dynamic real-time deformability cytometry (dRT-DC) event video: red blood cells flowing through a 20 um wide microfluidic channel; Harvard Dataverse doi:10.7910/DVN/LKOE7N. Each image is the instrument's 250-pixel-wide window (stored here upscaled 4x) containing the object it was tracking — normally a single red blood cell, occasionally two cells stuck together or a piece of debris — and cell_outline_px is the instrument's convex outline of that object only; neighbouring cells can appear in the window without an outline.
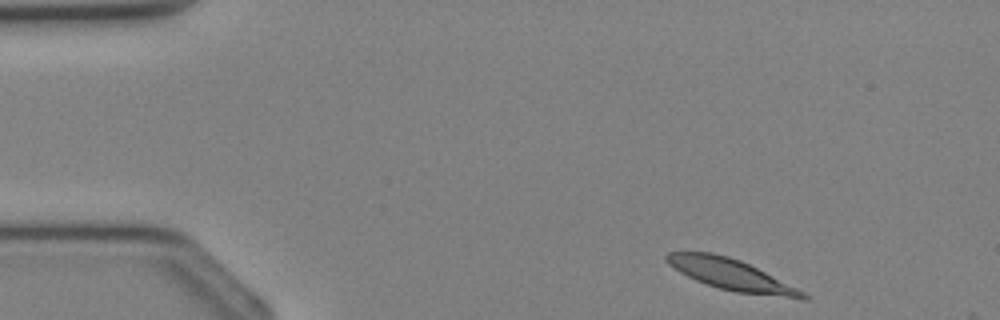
{"species": "Egyptian fruit bat (a non-hibernating species)", "species_latin": "Rousettus aegyptiacus", "temperature_condition": "cold", "stored_images_in_passage": 5, "camera_frame_rate_fps": 3000, "um_per_image_px": 0.085, "animal": {"sex": "female"}, "frame": {"image": 1, "passage_image": 1, "time_ms": 0.0, "image_size_px": [1000, 320], "cell_outline_px": [[808, 300], [804, 300], [736, 292], [720, 288], [696, 280], [680, 272], [668, 264], [664, 260], [664, 256], [668, 252], [712, 252], [728, 256], [740, 260], [804, 292], [808, 296]], "centroid_in_image_um": [62.12, 23.34], "position_along_channel_um": 22.9, "area_um2": 24.28}}